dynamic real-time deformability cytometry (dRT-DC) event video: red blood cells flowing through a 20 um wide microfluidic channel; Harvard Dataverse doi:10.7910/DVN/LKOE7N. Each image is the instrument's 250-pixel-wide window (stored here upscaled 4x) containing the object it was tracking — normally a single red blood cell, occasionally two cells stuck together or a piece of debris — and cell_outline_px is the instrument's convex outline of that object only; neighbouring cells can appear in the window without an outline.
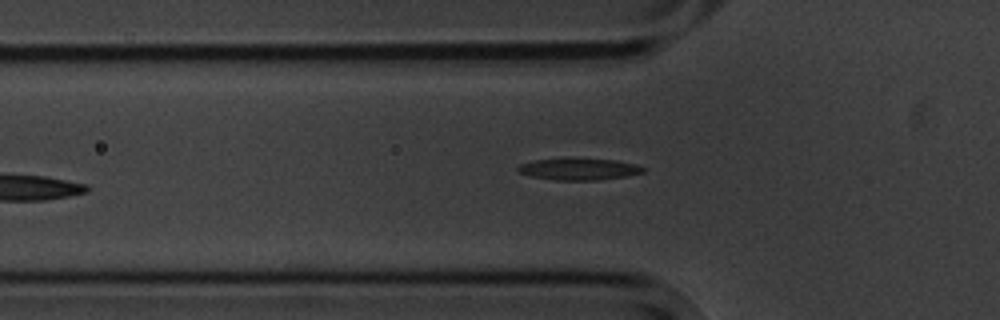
{"species": "common noctule bat (a hibernating species)", "species_latin": "Nyctalus noctula", "temperature_condition": "cold", "stored_images_in_passage": 6, "camera_frame_rate_fps": 3000, "um_per_image_px": 0.085, "animal": {"sex": "male", "body_mass_g": 20.1, "forearm_length_mm": 53.5}, "frame": {"image": 1, "passage_image": 6, "time_ms": 6.0, "image_size_px": [1000, 320], "cell_outline_px": [[644, 172], [624, 176], [596, 180], [556, 180], [532, 176], [520, 172], [516, 168], [520, 164], [532, 160], [572, 156], [616, 160], [636, 164], [644, 168]], "centroid_in_image_um": [49.17, 14.33], "position_along_channel_um": 76.6, "area_um2": 16.3}}